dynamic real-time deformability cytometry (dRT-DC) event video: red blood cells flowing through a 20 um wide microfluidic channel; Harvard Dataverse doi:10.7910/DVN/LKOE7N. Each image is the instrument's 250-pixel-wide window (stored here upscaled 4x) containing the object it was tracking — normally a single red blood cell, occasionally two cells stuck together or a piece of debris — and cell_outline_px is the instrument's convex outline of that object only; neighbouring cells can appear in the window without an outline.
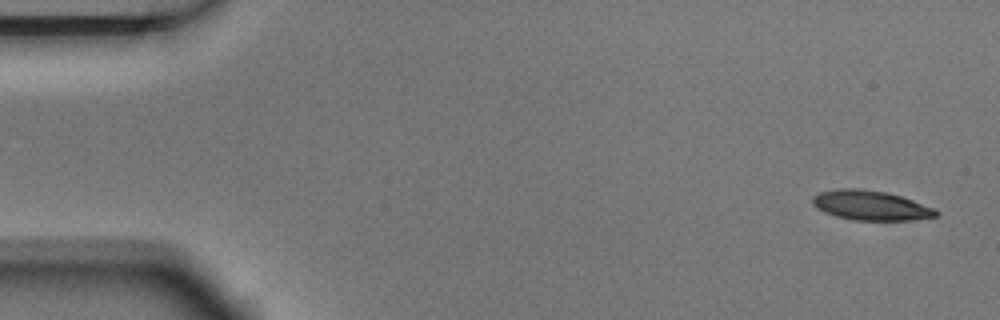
{"species": "Egyptian fruit bat (a non-hibernating species)", "species_latin": "Rousettus aegyptiacus", "temperature_condition": "room temperature", "stored_images_in_passage": 3, "camera_frame_rate_fps": 3000, "um_per_image_px": 0.085, "animal": {"sex": "male"}, "frame": {"image": 1, "passage_image": 1, "time_ms": 0.0, "image_size_px": [1000, 320], "cell_outline_px": [[940, 212], [936, 216], [908, 220], [852, 220], [836, 216], [824, 212], [816, 208], [812, 204], [812, 196], [820, 192], [836, 188], [856, 188], [888, 192], [936, 208]], "centroid_in_image_um": [73.98, 17.45], "position_along_channel_um": 11.0, "area_um2": 21.44}}